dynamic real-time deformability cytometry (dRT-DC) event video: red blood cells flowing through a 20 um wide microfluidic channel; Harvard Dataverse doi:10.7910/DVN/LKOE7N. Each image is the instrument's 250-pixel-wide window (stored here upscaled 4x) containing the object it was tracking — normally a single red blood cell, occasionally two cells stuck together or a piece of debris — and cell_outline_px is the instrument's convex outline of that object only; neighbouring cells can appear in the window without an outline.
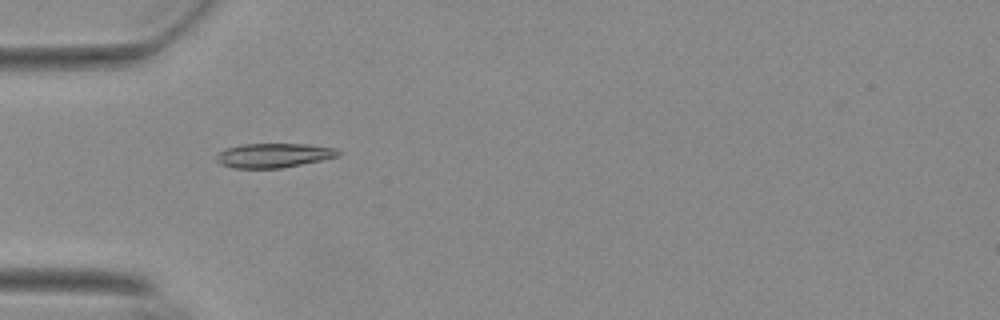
{"species": "Egyptian fruit bat (a non-hibernating species)", "species_latin": "Rousettus aegyptiacus", "temperature_condition": "warm", "stored_images_in_passage": 39, "camera_frame_rate_fps": 3000, "um_per_image_px": 0.085, "animal": {"sex": "female"}, "frame": {"image": 1, "passage_image": 1, "time_ms": 0.0, "image_size_px": [1000, 320], "cell_outline_px": [[340, 156], [280, 168], [232, 168], [220, 164], [216, 160], [220, 152], [224, 148], [244, 144], [304, 144], [336, 148], [340, 152]], "centroid_in_image_um": [23.25, 13.2], "position_along_channel_um": 61.8, "area_um2": 17.11}}
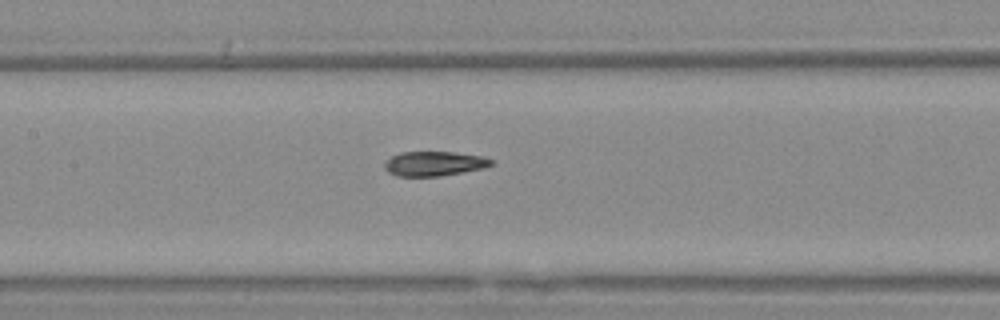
{"frame": {"image": 2, "passage_image": 10, "time_ms": 3.0, "image_size_px": [1000, 320], "cell_outline_px": [[492, 164], [484, 168], [440, 176], [396, 176], [388, 172], [384, 168], [384, 160], [400, 152], [452, 152], [484, 156], [492, 160]], "centroid_in_image_um": [36.87, 13.9], "position_along_channel_um": 170.5, "area_um2": 15.32}}
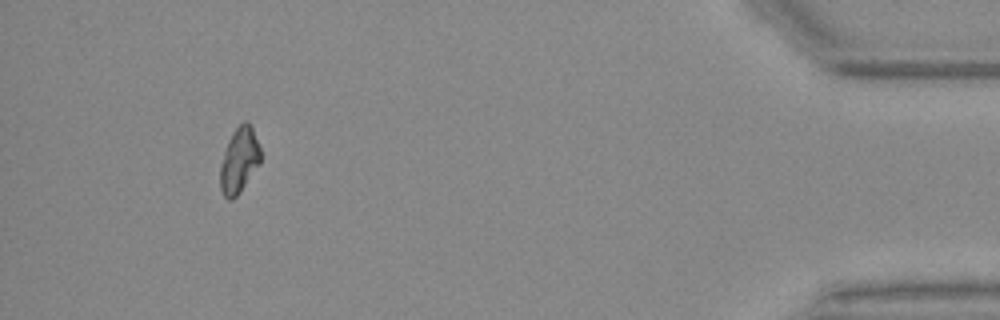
{"frame": {"image": 3, "passage_image": 35, "time_ms": 11.333, "image_size_px": [1000, 320], "cell_outline_px": [[260, 164], [240, 192], [232, 200], [228, 200], [224, 196], [220, 188], [220, 164], [228, 140], [232, 132], [244, 120], [248, 120], [252, 124], [260, 148]], "centroid_in_image_um": [20.34, 13.6], "position_along_channel_um": 414.9, "area_um2": 15.61}, "authors_computed_cell_mechanics": {"area_um2": 15.606, "velocity_mm_per_s": 3.7094, "shape_relaxation_time_tau1_ms": 9.2377, "shape_relaxation_time_tau2_ms": 5.264, "deformation_change_tau1": 0.1968, "deformation_change_tau2": 0.0816}}